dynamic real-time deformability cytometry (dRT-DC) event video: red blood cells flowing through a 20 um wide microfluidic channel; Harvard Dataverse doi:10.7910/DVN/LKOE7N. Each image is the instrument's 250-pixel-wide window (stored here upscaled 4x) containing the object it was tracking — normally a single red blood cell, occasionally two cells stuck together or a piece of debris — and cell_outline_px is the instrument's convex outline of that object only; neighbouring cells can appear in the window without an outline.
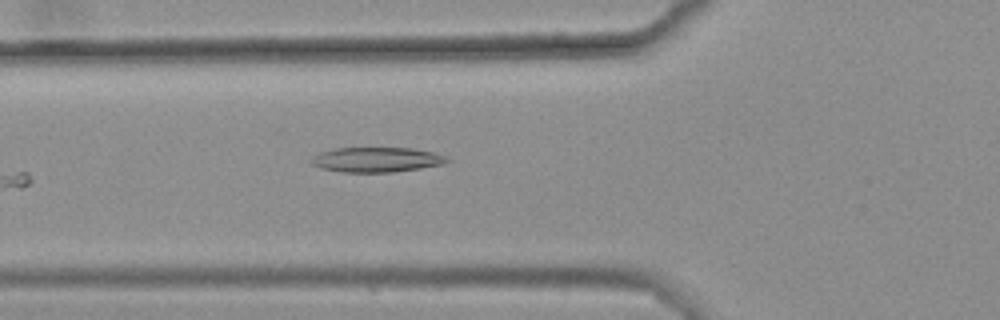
{"species": "common noctule bat (a hibernating species)", "species_latin": "Nyctalus noctula", "temperature_condition": "warm", "stored_images_in_passage": 7, "camera_frame_rate_fps": 3000, "um_per_image_px": 0.085, "animal": {"sex": "female", "body_mass_g": 25.1}, "frame": {"image": 1, "passage_image": 7, "time_ms": 2.0, "image_size_px": [1000, 320], "cell_outline_px": [[452, 160], [444, 164], [420, 168], [392, 172], [340, 172], [320, 168], [312, 164], [308, 160], [312, 156], [320, 152], [336, 148], [412, 148], [432, 152], [444, 156]], "centroid_in_image_um": [31.97, 13.57], "position_along_channel_um": 93.8, "area_um2": 19.77}}